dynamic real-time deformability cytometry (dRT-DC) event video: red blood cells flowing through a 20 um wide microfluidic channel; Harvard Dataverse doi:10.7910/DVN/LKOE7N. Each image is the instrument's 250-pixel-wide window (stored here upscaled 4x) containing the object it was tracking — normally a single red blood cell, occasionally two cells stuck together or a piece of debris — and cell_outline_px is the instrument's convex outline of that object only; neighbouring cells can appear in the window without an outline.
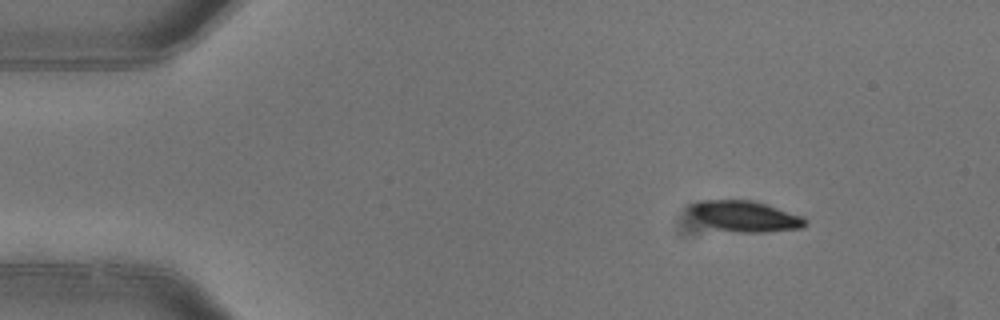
{"species": "common noctule bat (a hibernating species)", "species_latin": "Nyctalus noctula", "temperature_condition": "warm", "stored_images_in_passage": 4, "camera_frame_rate_fps": 3000, "um_per_image_px": 0.085, "animal": {"sex": "female"}, "frame": {"image": 1, "passage_image": 1, "time_ms": 0.0, "image_size_px": [1000, 320], "cell_outline_px": [[808, 224], [804, 228], [764, 232], [736, 232], [716, 228], [700, 220], [688, 212], [688, 208], [692, 204], [700, 200], [752, 200], [804, 216], [808, 220]], "centroid_in_image_um": [63.4, 18.37], "position_along_channel_um": 21.6, "area_um2": 20.58}}